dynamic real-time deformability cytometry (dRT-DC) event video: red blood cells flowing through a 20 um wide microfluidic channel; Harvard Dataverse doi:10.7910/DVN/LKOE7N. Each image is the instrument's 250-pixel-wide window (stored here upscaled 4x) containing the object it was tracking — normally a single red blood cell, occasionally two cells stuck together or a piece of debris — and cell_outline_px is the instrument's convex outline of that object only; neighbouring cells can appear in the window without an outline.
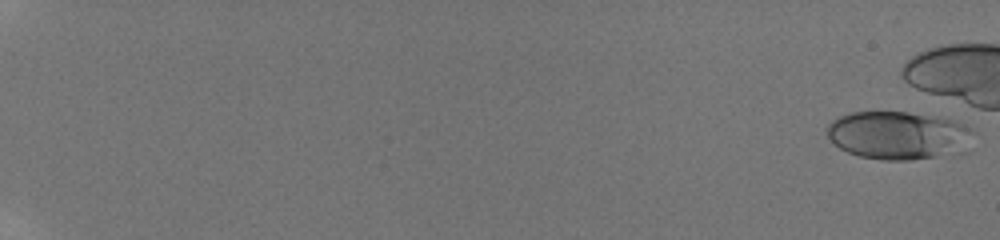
{"species": "human", "species_latin": "Homo sapiens", "temperature_condition": "room temperature", "stored_images_in_passage": 6, "camera_frame_rate_fps": 3000, "um_per_image_px": 0.085, "donor": {"sex": "male"}, "frame": {"image": 1, "passage_image": 1, "time_ms": 0.0, "image_size_px": [1000, 240], "cell_outline_px": [[976, 132], [968, 152], [956, 156], [908, 160], [884, 160], [860, 156], [848, 152], [840, 148], [828, 136], [828, 124], [836, 116], [852, 112], [908, 112], [940, 116], [956, 120], [972, 128]], "centroid_in_image_um": [76.52, 11.52], "position_along_channel_um": 8.5, "area_um2": 42.31}}